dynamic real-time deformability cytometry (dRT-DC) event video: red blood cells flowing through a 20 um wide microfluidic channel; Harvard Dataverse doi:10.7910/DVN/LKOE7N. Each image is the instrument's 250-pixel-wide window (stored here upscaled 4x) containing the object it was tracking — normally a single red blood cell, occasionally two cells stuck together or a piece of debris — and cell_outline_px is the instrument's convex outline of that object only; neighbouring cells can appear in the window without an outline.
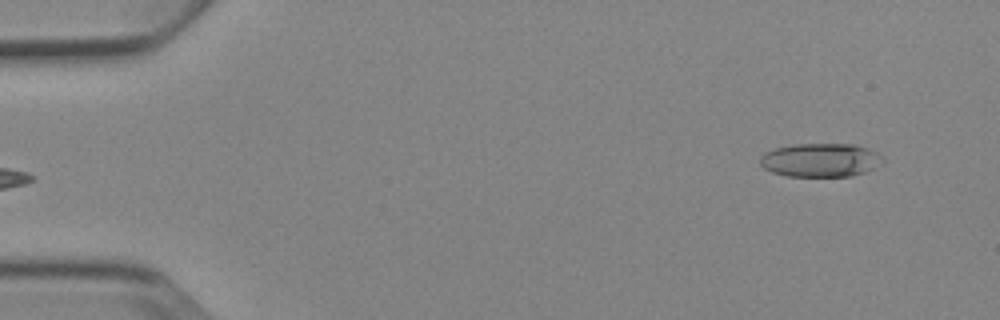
{"species": "Egyptian fruit bat (a non-hibernating species)", "species_latin": "Rousettus aegyptiacus", "temperature_condition": "cold", "stored_images_in_passage": 5, "segment_of_instrument_passage": [2, 2], "camera_frame_rate_fps": 3000, "um_per_image_px": 0.085, "animal": {"sex": "female"}, "frame": {"image": 1, "passage_image": 5, "time_ms": 4.667, "image_size_px": [1000, 320], "cell_outline_px": [[884, 160], [872, 168], [864, 172], [852, 176], [788, 176], [772, 172], [764, 168], [760, 164], [760, 156], [764, 152], [776, 148], [792, 144], [852, 144], [868, 148], [876, 152]], "centroid_in_image_um": [69.7, 13.6], "position_along_channel_um": 15.3, "area_um2": 23.93}}